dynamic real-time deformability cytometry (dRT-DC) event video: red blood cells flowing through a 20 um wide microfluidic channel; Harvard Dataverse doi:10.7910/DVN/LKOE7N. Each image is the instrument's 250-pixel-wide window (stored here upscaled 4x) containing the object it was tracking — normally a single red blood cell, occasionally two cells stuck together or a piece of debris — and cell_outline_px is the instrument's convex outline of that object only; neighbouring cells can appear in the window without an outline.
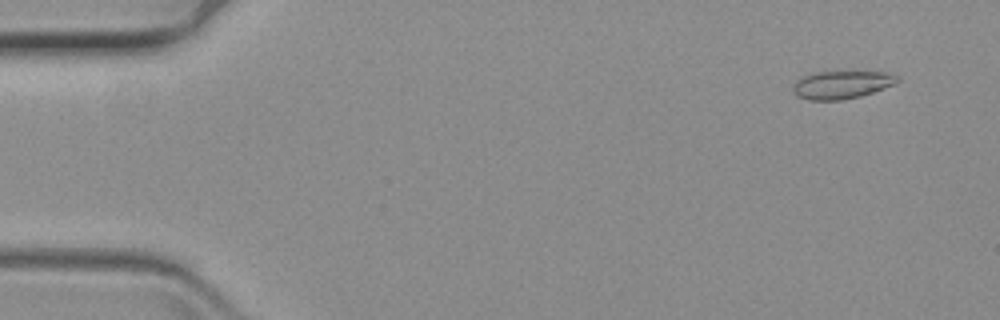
{"species": "common noctule bat (a hibernating species)", "species_latin": "Nyctalus noctula", "temperature_condition": "warm", "stored_images_in_passage": 63, "camera_frame_rate_fps": 3000, "um_per_image_px": 0.085, "animal": {"sex": "female", "body_mass_g": 19.3, "forearm_length_mm": 54.1}, "frame": {"image": 1, "passage_image": 5, "time_ms": 1.333, "image_size_px": [1000, 320], "cell_outline_px": [[900, 80], [884, 88], [860, 96], [840, 100], [808, 100], [796, 96], [792, 92], [792, 84], [800, 76], [816, 72], [888, 72], [900, 76]], "centroid_in_image_um": [71.48, 7.2], "position_along_channel_um": 13.5, "area_um2": 17.11}}
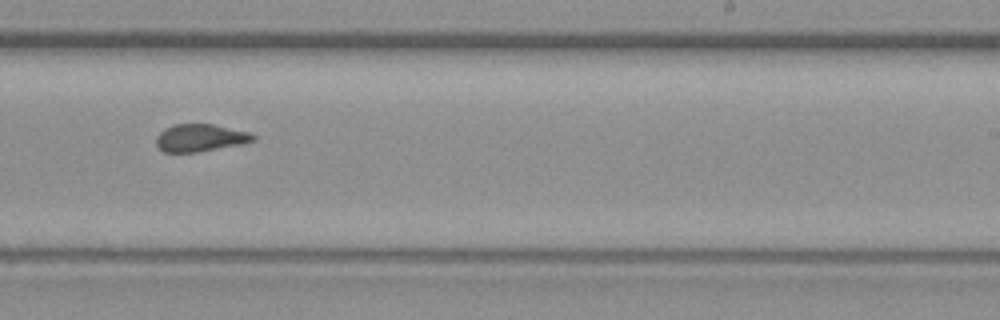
{"frame": {"image": 2, "passage_image": 39, "time_ms": 12.667, "image_size_px": [1000, 320], "cell_outline_px": [[256, 140], [244, 144], [196, 152], [164, 152], [156, 144], [156, 136], [164, 128], [176, 124], [212, 124], [248, 132], [256, 136]], "centroid_in_image_um": [17.03, 11.72], "position_along_channel_um": 272.0, "area_um2": 15.49}}
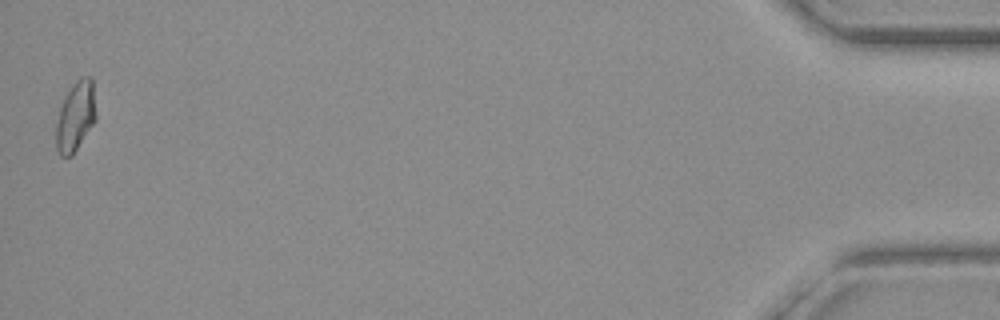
{"frame": {"image": 3, "passage_image": 62, "time_ms": 20.333, "image_size_px": [1000, 320], "cell_outline_px": [[96, 120], [72, 156], [60, 156], [56, 148], [56, 124], [60, 108], [64, 96], [72, 84], [76, 80], [84, 76], [92, 76], [96, 116]], "centroid_in_image_um": [6.42, 9.88], "position_along_channel_um": 428.8, "area_um2": 16.3}}